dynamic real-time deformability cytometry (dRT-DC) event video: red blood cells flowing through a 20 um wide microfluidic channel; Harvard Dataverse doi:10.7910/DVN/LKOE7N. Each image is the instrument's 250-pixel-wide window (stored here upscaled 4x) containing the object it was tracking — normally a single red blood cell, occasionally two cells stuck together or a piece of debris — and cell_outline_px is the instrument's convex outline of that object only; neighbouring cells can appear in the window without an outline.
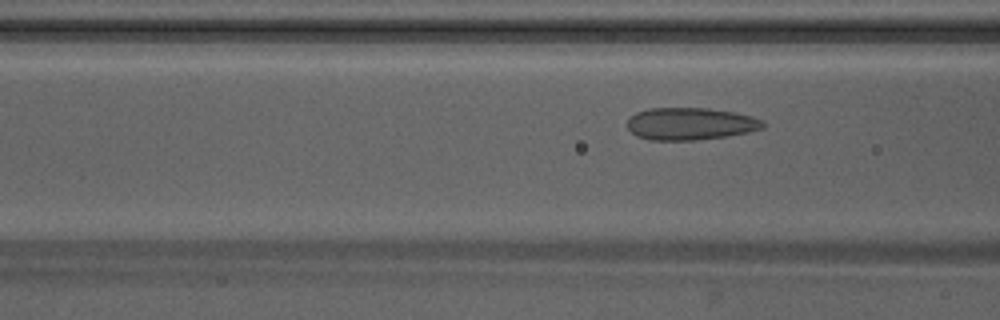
{"species": "Egyptian fruit bat (a non-hibernating species)", "species_latin": "Rousettus aegyptiacus", "temperature_condition": "warm", "stored_images_in_passage": 3, "camera_frame_rate_fps": 3000, "um_per_image_px": 0.085, "animal": {"sex": "male"}, "frame": {"image": 1, "passage_image": 3, "time_ms": 0.667, "image_size_px": [1000, 320], "cell_outline_px": [[764, 128], [748, 132], [724, 136], [696, 140], [652, 140], [636, 136], [628, 128], [628, 120], [636, 112], [648, 108], [708, 108], [732, 112], [752, 116], [764, 120]], "centroid_in_image_um": [58.68, 10.52], "position_along_channel_um": 107.9, "area_um2": 25.43}}